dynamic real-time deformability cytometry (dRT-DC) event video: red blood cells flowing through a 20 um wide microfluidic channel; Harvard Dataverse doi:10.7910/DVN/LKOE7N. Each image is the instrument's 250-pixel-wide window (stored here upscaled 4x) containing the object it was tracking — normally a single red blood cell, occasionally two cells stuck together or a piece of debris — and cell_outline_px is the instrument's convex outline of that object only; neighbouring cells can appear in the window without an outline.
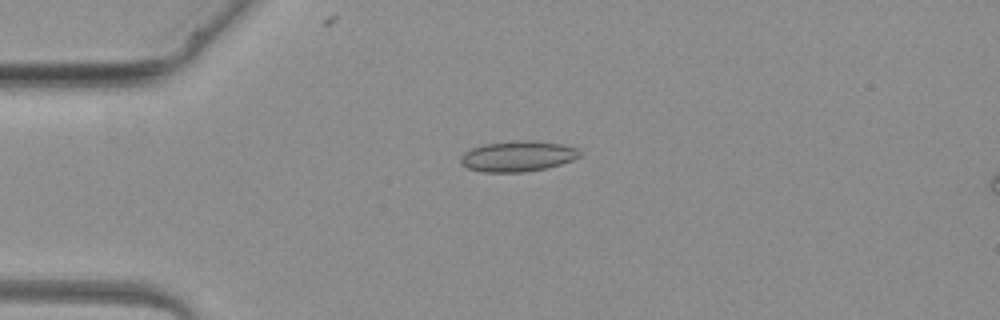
{"species": "common noctule bat (a hibernating species)", "species_latin": "Nyctalus noctula", "temperature_condition": "warm", "stored_images_in_passage": 4, "camera_frame_rate_fps": 3000, "um_per_image_px": 0.085, "animal": {"sex": "female", "body_mass_g": 19.3, "forearm_length_mm": 54.1}, "frame": {"image": 1, "passage_image": 3, "time_ms": 2.667, "image_size_px": [1000, 320], "cell_outline_px": [[580, 156], [572, 160], [548, 168], [524, 172], [484, 172], [468, 168], [460, 164], [460, 156], [464, 152], [472, 148], [484, 144], [512, 140], [532, 140], [564, 144], [576, 148], [580, 152]], "centroid_in_image_um": [43.99, 13.27], "position_along_channel_um": 41.0, "area_um2": 21.44}}